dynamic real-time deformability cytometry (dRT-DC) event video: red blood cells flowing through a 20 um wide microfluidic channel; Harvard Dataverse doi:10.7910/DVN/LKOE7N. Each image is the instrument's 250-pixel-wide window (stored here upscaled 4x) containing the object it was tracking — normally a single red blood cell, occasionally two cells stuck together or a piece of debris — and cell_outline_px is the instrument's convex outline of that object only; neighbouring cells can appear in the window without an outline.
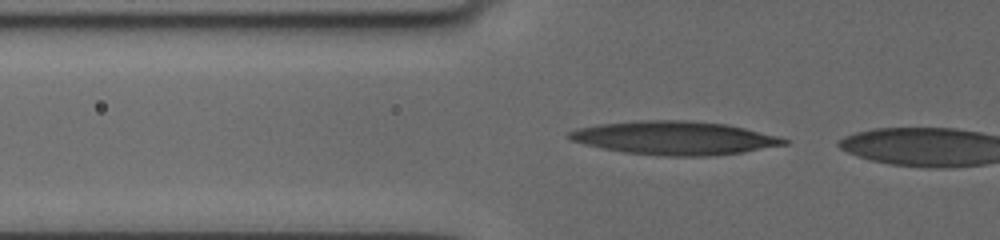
{"species": "human", "species_latin": "Homo sapiens", "temperature_condition": "cold", "stored_images_in_passage": 4, "camera_frame_rate_fps": 3000, "um_per_image_px": 0.085, "donor": {"sex": "female"}, "frame": {"image": 1, "passage_image": 2, "time_ms": 0.333, "image_size_px": [1000, 240], "cell_outline_px": [[788, 144], [744, 152], [708, 156], [664, 156], [624, 152], [584, 144], [572, 140], [564, 136], [568, 132], [580, 128], [600, 124], [640, 120], [684, 120], [724, 124], [744, 128], [776, 136], [788, 140]], "centroid_in_image_um": [57.32, 11.73], "position_along_channel_um": 68.5, "area_um2": 41.56}}